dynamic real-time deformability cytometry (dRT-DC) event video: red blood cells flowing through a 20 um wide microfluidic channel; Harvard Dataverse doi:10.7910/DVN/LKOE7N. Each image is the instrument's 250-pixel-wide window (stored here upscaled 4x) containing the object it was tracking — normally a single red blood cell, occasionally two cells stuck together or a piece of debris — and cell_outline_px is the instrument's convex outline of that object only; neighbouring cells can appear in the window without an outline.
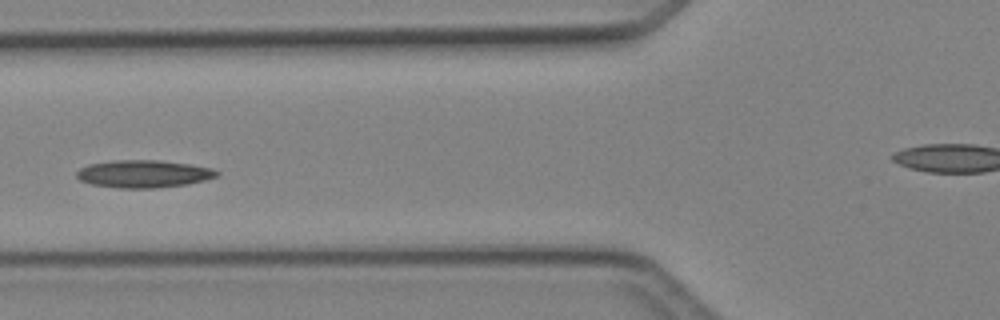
{"species": "Egyptian fruit bat (a non-hibernating species)", "species_latin": "Rousettus aegyptiacus", "temperature_condition": "cold", "stored_images_in_passage": 5, "camera_frame_rate_fps": 3000, "um_per_image_px": 0.085, "animal": {"sex": "female"}, "frame": {"image": 1, "passage_image": 5, "time_ms": 5.333, "image_size_px": [1000, 320], "cell_outline_px": [[220, 172], [216, 176], [204, 180], [188, 184], [156, 188], [120, 188], [92, 184], [80, 180], [76, 176], [76, 172], [80, 168], [88, 164], [116, 160], [160, 160], [188, 164], [212, 168]], "centroid_in_image_um": [12.19, 14.77], "position_along_channel_um": 113.6, "area_um2": 22.43}}